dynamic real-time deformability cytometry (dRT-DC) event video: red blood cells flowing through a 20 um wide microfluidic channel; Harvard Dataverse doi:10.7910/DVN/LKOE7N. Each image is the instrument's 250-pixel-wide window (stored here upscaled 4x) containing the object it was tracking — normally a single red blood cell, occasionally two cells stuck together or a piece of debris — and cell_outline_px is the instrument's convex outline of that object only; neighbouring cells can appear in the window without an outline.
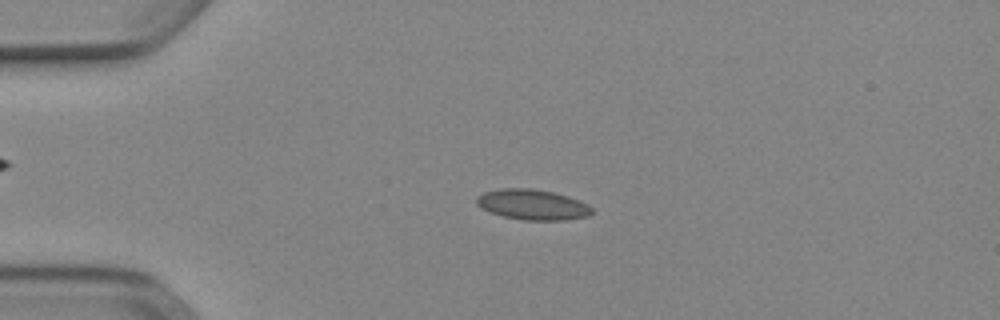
{"species": "Egyptian fruit bat (a non-hibernating species)", "species_latin": "Rousettus aegyptiacus", "temperature_condition": "cold", "stored_images_in_passage": 52, "camera_frame_rate_fps": 3000, "um_per_image_px": 0.085, "animal": {"sex": "female"}, "frame": {"image": 1, "passage_image": 12, "time_ms": 3.667, "image_size_px": [1000, 320], "cell_outline_px": [[592, 212], [588, 216], [564, 220], [524, 220], [504, 216], [480, 208], [476, 204], [476, 196], [484, 192], [500, 188], [532, 188], [552, 192], [568, 196], [580, 200], [588, 204], [592, 208]], "centroid_in_image_um": [45.25, 17.38], "position_along_channel_um": 39.7, "area_um2": 20.46}}
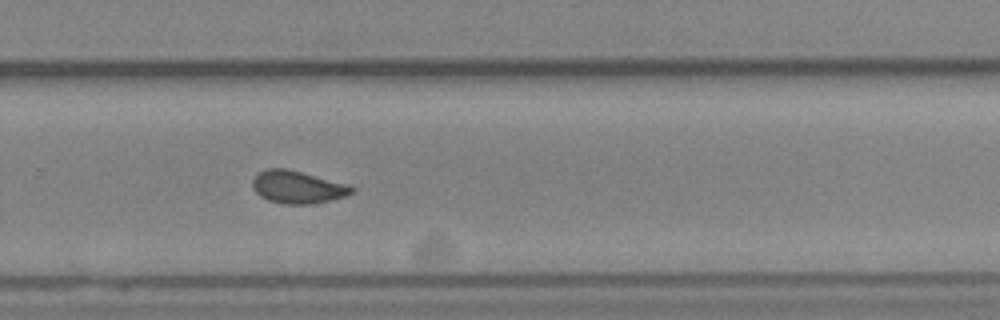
{"frame": {"image": 2, "passage_image": 35, "time_ms": 11.333, "image_size_px": [1000, 320], "cell_outline_px": [[356, 188], [352, 192], [344, 196], [332, 200], [312, 204], [280, 204], [268, 200], [260, 196], [256, 192], [252, 184], [252, 180], [260, 172], [268, 168], [284, 168], [348, 184]], "centroid_in_image_um": [25.29, 15.92], "position_along_channel_um": 304.5, "area_um2": 18.67}}
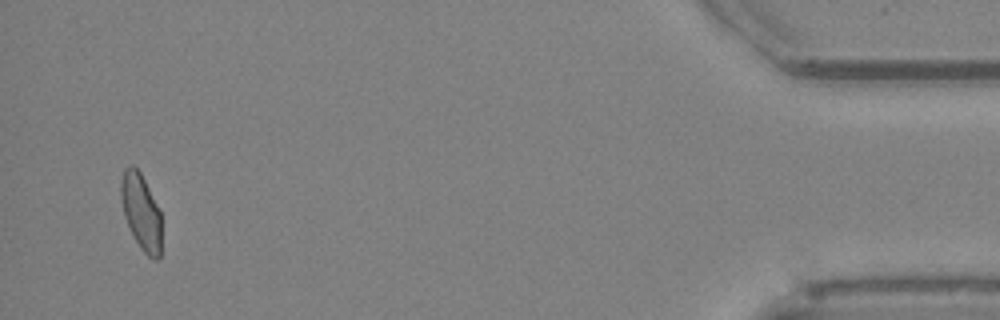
{"frame": {"image": 3, "passage_image": 50, "time_ms": 16.333, "image_size_px": [1000, 320], "cell_outline_px": [[160, 256], [156, 260], [152, 260], [140, 248], [124, 216], [120, 196], [120, 184], [124, 168], [128, 164], [132, 164], [140, 172], [160, 212]], "centroid_in_image_um": [11.97, 17.98], "position_along_channel_um": 423.2, "area_um2": 17.69}, "authors_computed_cell_mechanics": {"area_um2": 18.7561, "velocity_mm_per_s": 3.9006, "shape_relaxation_time_tau1_ms": null, "shape_relaxation_time_tau2_ms": 2.0116, "deformation_change_tau1": null, "deformation_change_tau2": 0.0434}}